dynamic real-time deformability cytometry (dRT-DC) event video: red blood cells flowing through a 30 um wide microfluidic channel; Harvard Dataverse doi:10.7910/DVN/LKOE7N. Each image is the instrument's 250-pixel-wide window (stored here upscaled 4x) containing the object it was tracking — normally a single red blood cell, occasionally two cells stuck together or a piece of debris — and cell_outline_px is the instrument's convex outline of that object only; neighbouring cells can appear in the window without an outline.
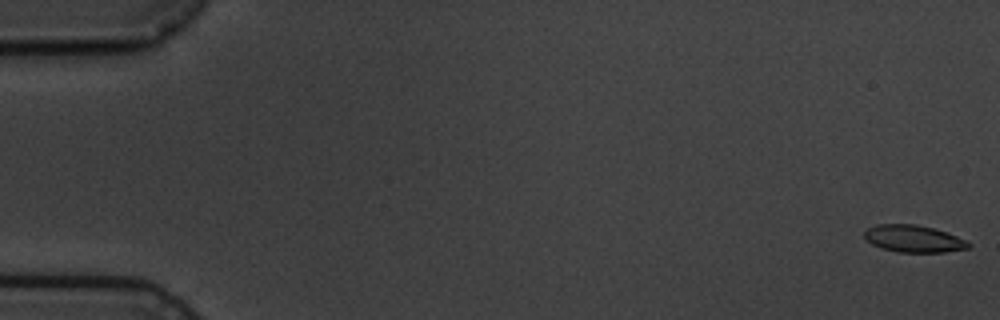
{"species": "common noctule bat (a hibernating species)", "species_latin": "Nyctalus noctula", "temperature_condition": "cold", "stored_images_in_passage": 5, "camera_frame_rate_fps": 3000, "um_per_image_px": 0.085, "animal": {"sex": "male", "body_mass_g": 19.5, "forearm_length_mm": 54.6}, "frame": {"image": 1, "passage_image": 1, "time_ms": 0.0, "image_size_px": [1000, 320], "cell_outline_px": [[972, 244], [968, 248], [944, 252], [900, 252], [880, 248], [872, 244], [864, 236], [864, 232], [868, 228], [876, 224], [916, 224], [932, 228], [956, 236]], "centroid_in_image_um": [77.62, 20.29], "position_along_channel_um": 7.4, "area_um2": 16.24}}
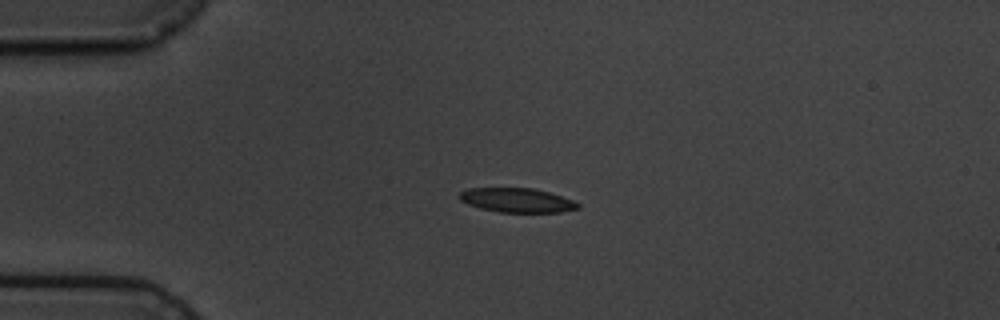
{"frame": {"image": 2, "passage_image": 4, "time_ms": 4.333, "image_size_px": [1000, 320], "cell_outline_px": [[580, 208], [560, 212], [500, 212], [480, 208], [468, 204], [460, 200], [460, 192], [468, 188], [532, 188], [548, 192], [572, 200], [580, 204]], "centroid_in_image_um": [43.94, 17.02], "position_along_channel_um": 41.1, "area_um2": 16.59}}